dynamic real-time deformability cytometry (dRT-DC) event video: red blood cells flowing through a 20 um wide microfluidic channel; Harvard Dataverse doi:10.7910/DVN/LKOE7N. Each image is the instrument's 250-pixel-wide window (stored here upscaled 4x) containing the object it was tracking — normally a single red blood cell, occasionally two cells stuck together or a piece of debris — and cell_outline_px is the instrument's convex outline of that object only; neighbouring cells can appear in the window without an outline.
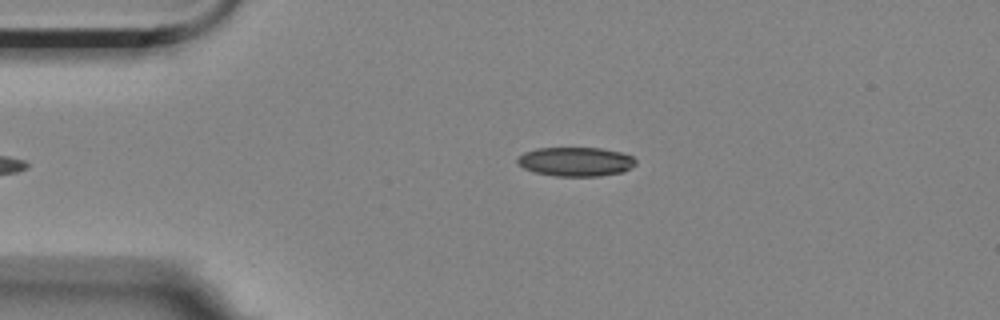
{"species": "Egyptian fruit bat (a non-hibernating species)", "species_latin": "Rousettus aegyptiacus", "temperature_condition": "room temperature", "stored_images_in_passage": 4, "camera_frame_rate_fps": 3000, "um_per_image_px": 0.085, "animal": {"sex": "female"}, "frame": {"image": 1, "passage_image": 4, "time_ms": 4.333, "image_size_px": [1000, 320], "cell_outline_px": [[636, 164], [624, 172], [600, 176], [556, 176], [536, 172], [524, 168], [516, 164], [516, 160], [524, 152], [536, 148], [600, 148], [620, 152], [632, 156], [636, 160]], "centroid_in_image_um": [48.94, 13.74], "position_along_channel_um": 36.1, "area_um2": 20.11}}